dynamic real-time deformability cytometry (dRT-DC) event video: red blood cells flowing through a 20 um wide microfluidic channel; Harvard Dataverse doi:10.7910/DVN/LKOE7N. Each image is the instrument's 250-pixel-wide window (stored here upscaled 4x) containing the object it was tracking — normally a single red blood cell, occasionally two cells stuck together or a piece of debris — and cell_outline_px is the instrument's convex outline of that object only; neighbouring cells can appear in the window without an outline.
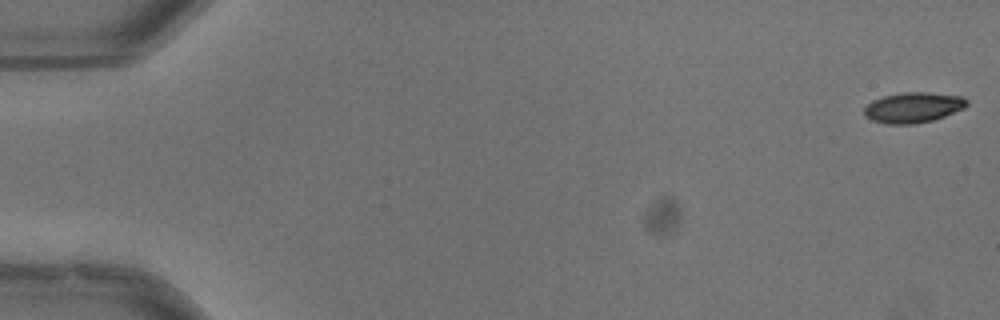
{"species": "common noctule bat (a hibernating species)", "species_latin": "Nyctalus noctula", "temperature_condition": "warm", "stored_images_in_passage": 6, "camera_frame_rate_fps": 3000, "um_per_image_px": 0.085, "animal": {"sex": "male", "body_mass_g": 13.3}, "frame": {"image": 1, "passage_image": 1, "time_ms": 0.0, "image_size_px": [1000, 320], "cell_outline_px": [[968, 104], [964, 108], [944, 116], [932, 120], [916, 124], [888, 124], [872, 120], [864, 116], [864, 108], [872, 100], [884, 96], [904, 92], [928, 92], [964, 96], [968, 100]], "centroid_in_image_um": [77.63, 9.13], "position_along_channel_um": 7.4, "area_um2": 18.26}}